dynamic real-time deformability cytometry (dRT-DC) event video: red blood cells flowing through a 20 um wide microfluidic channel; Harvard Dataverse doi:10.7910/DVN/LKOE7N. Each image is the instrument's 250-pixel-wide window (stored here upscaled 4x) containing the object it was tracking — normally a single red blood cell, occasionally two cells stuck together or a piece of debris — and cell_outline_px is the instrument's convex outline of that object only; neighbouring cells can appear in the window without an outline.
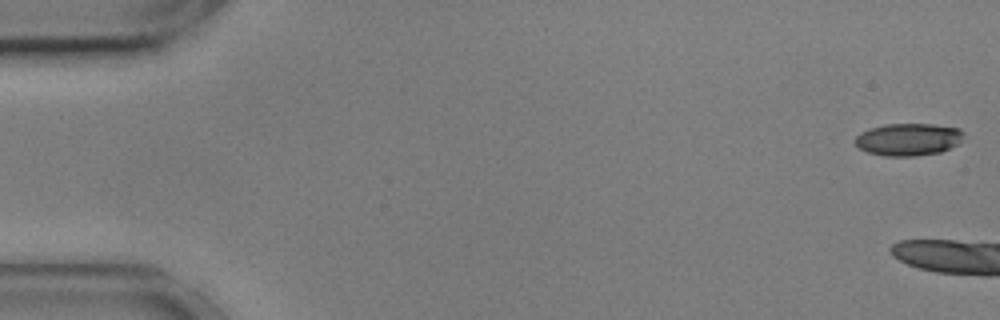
{"species": "common noctule bat (a hibernating species)", "species_latin": "Nyctalus noctula", "temperature_condition": "cold", "stored_images_in_passage": 6, "camera_frame_rate_fps": 3000, "um_per_image_px": 0.085, "animal": {"sex": "male", "body_mass_g": 17.9, "forearm_length_mm": 54.2}, "frame": {"image": 1, "passage_image": 1, "time_ms": 0.0, "image_size_px": [1000, 320], "cell_outline_px": [[964, 132], [960, 140], [956, 144], [940, 152], [916, 156], [884, 156], [868, 152], [860, 148], [852, 140], [860, 132], [868, 128], [884, 124], [932, 124], [960, 128]], "centroid_in_image_um": [77.16, 11.84], "position_along_channel_um": 7.8, "area_um2": 20.52}}